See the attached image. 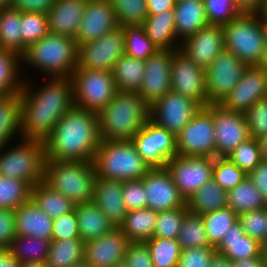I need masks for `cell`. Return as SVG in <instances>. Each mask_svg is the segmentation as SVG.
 Returning <instances> with one entry per match:
<instances>
[{
    "label": "cell",
    "mask_w": 267,
    "mask_h": 267,
    "mask_svg": "<svg viewBox=\"0 0 267 267\" xmlns=\"http://www.w3.org/2000/svg\"><path fill=\"white\" fill-rule=\"evenodd\" d=\"M201 107L194 100L170 91L150 106V119L177 136Z\"/></svg>",
    "instance_id": "15"
},
{
    "label": "cell",
    "mask_w": 267,
    "mask_h": 267,
    "mask_svg": "<svg viewBox=\"0 0 267 267\" xmlns=\"http://www.w3.org/2000/svg\"><path fill=\"white\" fill-rule=\"evenodd\" d=\"M100 142L98 114L74 106L44 142L46 161L93 162Z\"/></svg>",
    "instance_id": "1"
},
{
    "label": "cell",
    "mask_w": 267,
    "mask_h": 267,
    "mask_svg": "<svg viewBox=\"0 0 267 267\" xmlns=\"http://www.w3.org/2000/svg\"><path fill=\"white\" fill-rule=\"evenodd\" d=\"M147 206L155 212L187 207L166 167L151 168L143 177Z\"/></svg>",
    "instance_id": "20"
},
{
    "label": "cell",
    "mask_w": 267,
    "mask_h": 267,
    "mask_svg": "<svg viewBox=\"0 0 267 267\" xmlns=\"http://www.w3.org/2000/svg\"><path fill=\"white\" fill-rule=\"evenodd\" d=\"M56 0H13L12 8L21 12H42L47 14Z\"/></svg>",
    "instance_id": "60"
},
{
    "label": "cell",
    "mask_w": 267,
    "mask_h": 267,
    "mask_svg": "<svg viewBox=\"0 0 267 267\" xmlns=\"http://www.w3.org/2000/svg\"><path fill=\"white\" fill-rule=\"evenodd\" d=\"M157 212L149 208L127 212L123 223L118 227L130 242H146L154 233Z\"/></svg>",
    "instance_id": "35"
},
{
    "label": "cell",
    "mask_w": 267,
    "mask_h": 267,
    "mask_svg": "<svg viewBox=\"0 0 267 267\" xmlns=\"http://www.w3.org/2000/svg\"><path fill=\"white\" fill-rule=\"evenodd\" d=\"M182 197L187 200L212 179L213 158L176 155L166 164Z\"/></svg>",
    "instance_id": "16"
},
{
    "label": "cell",
    "mask_w": 267,
    "mask_h": 267,
    "mask_svg": "<svg viewBox=\"0 0 267 267\" xmlns=\"http://www.w3.org/2000/svg\"><path fill=\"white\" fill-rule=\"evenodd\" d=\"M75 212L80 237L84 242L97 239L115 228L94 201L76 204Z\"/></svg>",
    "instance_id": "30"
},
{
    "label": "cell",
    "mask_w": 267,
    "mask_h": 267,
    "mask_svg": "<svg viewBox=\"0 0 267 267\" xmlns=\"http://www.w3.org/2000/svg\"><path fill=\"white\" fill-rule=\"evenodd\" d=\"M130 241L119 228L84 243V262L91 267H113L123 262Z\"/></svg>",
    "instance_id": "22"
},
{
    "label": "cell",
    "mask_w": 267,
    "mask_h": 267,
    "mask_svg": "<svg viewBox=\"0 0 267 267\" xmlns=\"http://www.w3.org/2000/svg\"><path fill=\"white\" fill-rule=\"evenodd\" d=\"M113 267H128V266L126 262L123 261V262L116 263Z\"/></svg>",
    "instance_id": "73"
},
{
    "label": "cell",
    "mask_w": 267,
    "mask_h": 267,
    "mask_svg": "<svg viewBox=\"0 0 267 267\" xmlns=\"http://www.w3.org/2000/svg\"><path fill=\"white\" fill-rule=\"evenodd\" d=\"M146 243L154 267H177L181 253L177 239L152 237Z\"/></svg>",
    "instance_id": "46"
},
{
    "label": "cell",
    "mask_w": 267,
    "mask_h": 267,
    "mask_svg": "<svg viewBox=\"0 0 267 267\" xmlns=\"http://www.w3.org/2000/svg\"><path fill=\"white\" fill-rule=\"evenodd\" d=\"M115 11L118 25H142L148 17L146 0H109Z\"/></svg>",
    "instance_id": "47"
},
{
    "label": "cell",
    "mask_w": 267,
    "mask_h": 267,
    "mask_svg": "<svg viewBox=\"0 0 267 267\" xmlns=\"http://www.w3.org/2000/svg\"><path fill=\"white\" fill-rule=\"evenodd\" d=\"M21 11L6 8L0 10V48L22 55Z\"/></svg>",
    "instance_id": "40"
},
{
    "label": "cell",
    "mask_w": 267,
    "mask_h": 267,
    "mask_svg": "<svg viewBox=\"0 0 267 267\" xmlns=\"http://www.w3.org/2000/svg\"><path fill=\"white\" fill-rule=\"evenodd\" d=\"M84 243L82 238L51 240L47 267H71L84 262Z\"/></svg>",
    "instance_id": "39"
},
{
    "label": "cell",
    "mask_w": 267,
    "mask_h": 267,
    "mask_svg": "<svg viewBox=\"0 0 267 267\" xmlns=\"http://www.w3.org/2000/svg\"><path fill=\"white\" fill-rule=\"evenodd\" d=\"M248 177L261 192L262 198L267 204V162L262 160L260 164L248 174Z\"/></svg>",
    "instance_id": "61"
},
{
    "label": "cell",
    "mask_w": 267,
    "mask_h": 267,
    "mask_svg": "<svg viewBox=\"0 0 267 267\" xmlns=\"http://www.w3.org/2000/svg\"><path fill=\"white\" fill-rule=\"evenodd\" d=\"M260 66L263 67L267 71V41H266V46H265V50H264V54H263Z\"/></svg>",
    "instance_id": "71"
},
{
    "label": "cell",
    "mask_w": 267,
    "mask_h": 267,
    "mask_svg": "<svg viewBox=\"0 0 267 267\" xmlns=\"http://www.w3.org/2000/svg\"><path fill=\"white\" fill-rule=\"evenodd\" d=\"M21 136L20 93L0 95V149Z\"/></svg>",
    "instance_id": "32"
},
{
    "label": "cell",
    "mask_w": 267,
    "mask_h": 267,
    "mask_svg": "<svg viewBox=\"0 0 267 267\" xmlns=\"http://www.w3.org/2000/svg\"><path fill=\"white\" fill-rule=\"evenodd\" d=\"M18 267H47L45 263H38V262H19Z\"/></svg>",
    "instance_id": "69"
},
{
    "label": "cell",
    "mask_w": 267,
    "mask_h": 267,
    "mask_svg": "<svg viewBox=\"0 0 267 267\" xmlns=\"http://www.w3.org/2000/svg\"><path fill=\"white\" fill-rule=\"evenodd\" d=\"M125 54V36L121 26L98 40L78 46L77 68L112 71Z\"/></svg>",
    "instance_id": "12"
},
{
    "label": "cell",
    "mask_w": 267,
    "mask_h": 267,
    "mask_svg": "<svg viewBox=\"0 0 267 267\" xmlns=\"http://www.w3.org/2000/svg\"><path fill=\"white\" fill-rule=\"evenodd\" d=\"M224 49V36L220 25H208L186 37L180 45V50L205 70Z\"/></svg>",
    "instance_id": "23"
},
{
    "label": "cell",
    "mask_w": 267,
    "mask_h": 267,
    "mask_svg": "<svg viewBox=\"0 0 267 267\" xmlns=\"http://www.w3.org/2000/svg\"><path fill=\"white\" fill-rule=\"evenodd\" d=\"M150 168H163L177 155L176 136L151 119L131 139Z\"/></svg>",
    "instance_id": "10"
},
{
    "label": "cell",
    "mask_w": 267,
    "mask_h": 267,
    "mask_svg": "<svg viewBox=\"0 0 267 267\" xmlns=\"http://www.w3.org/2000/svg\"><path fill=\"white\" fill-rule=\"evenodd\" d=\"M174 10L148 15L142 26L158 50L180 49L174 25Z\"/></svg>",
    "instance_id": "29"
},
{
    "label": "cell",
    "mask_w": 267,
    "mask_h": 267,
    "mask_svg": "<svg viewBox=\"0 0 267 267\" xmlns=\"http://www.w3.org/2000/svg\"><path fill=\"white\" fill-rule=\"evenodd\" d=\"M31 199L52 219L74 211L76 205L44 181L32 187Z\"/></svg>",
    "instance_id": "38"
},
{
    "label": "cell",
    "mask_w": 267,
    "mask_h": 267,
    "mask_svg": "<svg viewBox=\"0 0 267 267\" xmlns=\"http://www.w3.org/2000/svg\"><path fill=\"white\" fill-rule=\"evenodd\" d=\"M181 250L211 247L201 215L188 212L181 224L177 238Z\"/></svg>",
    "instance_id": "43"
},
{
    "label": "cell",
    "mask_w": 267,
    "mask_h": 267,
    "mask_svg": "<svg viewBox=\"0 0 267 267\" xmlns=\"http://www.w3.org/2000/svg\"><path fill=\"white\" fill-rule=\"evenodd\" d=\"M235 2L243 12L257 13L264 0H235Z\"/></svg>",
    "instance_id": "63"
},
{
    "label": "cell",
    "mask_w": 267,
    "mask_h": 267,
    "mask_svg": "<svg viewBox=\"0 0 267 267\" xmlns=\"http://www.w3.org/2000/svg\"><path fill=\"white\" fill-rule=\"evenodd\" d=\"M260 257L264 261L265 266L267 265V240L260 243Z\"/></svg>",
    "instance_id": "68"
},
{
    "label": "cell",
    "mask_w": 267,
    "mask_h": 267,
    "mask_svg": "<svg viewBox=\"0 0 267 267\" xmlns=\"http://www.w3.org/2000/svg\"><path fill=\"white\" fill-rule=\"evenodd\" d=\"M243 170L227 157L213 158L212 178L226 191H230L247 176Z\"/></svg>",
    "instance_id": "51"
},
{
    "label": "cell",
    "mask_w": 267,
    "mask_h": 267,
    "mask_svg": "<svg viewBox=\"0 0 267 267\" xmlns=\"http://www.w3.org/2000/svg\"><path fill=\"white\" fill-rule=\"evenodd\" d=\"M174 19L180 42L209 25L203 0H176Z\"/></svg>",
    "instance_id": "28"
},
{
    "label": "cell",
    "mask_w": 267,
    "mask_h": 267,
    "mask_svg": "<svg viewBox=\"0 0 267 267\" xmlns=\"http://www.w3.org/2000/svg\"><path fill=\"white\" fill-rule=\"evenodd\" d=\"M216 252L232 261L257 257L260 256V242L246 235L238 221L225 234Z\"/></svg>",
    "instance_id": "31"
},
{
    "label": "cell",
    "mask_w": 267,
    "mask_h": 267,
    "mask_svg": "<svg viewBox=\"0 0 267 267\" xmlns=\"http://www.w3.org/2000/svg\"><path fill=\"white\" fill-rule=\"evenodd\" d=\"M267 96V71L260 65L247 66L236 87L220 105L229 111L245 114L257 101Z\"/></svg>",
    "instance_id": "18"
},
{
    "label": "cell",
    "mask_w": 267,
    "mask_h": 267,
    "mask_svg": "<svg viewBox=\"0 0 267 267\" xmlns=\"http://www.w3.org/2000/svg\"><path fill=\"white\" fill-rule=\"evenodd\" d=\"M262 153V160L267 162V135L259 139Z\"/></svg>",
    "instance_id": "67"
},
{
    "label": "cell",
    "mask_w": 267,
    "mask_h": 267,
    "mask_svg": "<svg viewBox=\"0 0 267 267\" xmlns=\"http://www.w3.org/2000/svg\"><path fill=\"white\" fill-rule=\"evenodd\" d=\"M250 136L261 139L267 135V98L257 101L245 113Z\"/></svg>",
    "instance_id": "54"
},
{
    "label": "cell",
    "mask_w": 267,
    "mask_h": 267,
    "mask_svg": "<svg viewBox=\"0 0 267 267\" xmlns=\"http://www.w3.org/2000/svg\"><path fill=\"white\" fill-rule=\"evenodd\" d=\"M227 192L212 178L186 200L189 212L202 215L227 207Z\"/></svg>",
    "instance_id": "33"
},
{
    "label": "cell",
    "mask_w": 267,
    "mask_h": 267,
    "mask_svg": "<svg viewBox=\"0 0 267 267\" xmlns=\"http://www.w3.org/2000/svg\"><path fill=\"white\" fill-rule=\"evenodd\" d=\"M175 50H158L145 60V76L137 94L149 106L171 91V64Z\"/></svg>",
    "instance_id": "19"
},
{
    "label": "cell",
    "mask_w": 267,
    "mask_h": 267,
    "mask_svg": "<svg viewBox=\"0 0 267 267\" xmlns=\"http://www.w3.org/2000/svg\"><path fill=\"white\" fill-rule=\"evenodd\" d=\"M246 67L234 53L221 51L205 70L208 105L220 104L236 87Z\"/></svg>",
    "instance_id": "11"
},
{
    "label": "cell",
    "mask_w": 267,
    "mask_h": 267,
    "mask_svg": "<svg viewBox=\"0 0 267 267\" xmlns=\"http://www.w3.org/2000/svg\"><path fill=\"white\" fill-rule=\"evenodd\" d=\"M209 25L223 26L244 12L235 0H203Z\"/></svg>",
    "instance_id": "52"
},
{
    "label": "cell",
    "mask_w": 267,
    "mask_h": 267,
    "mask_svg": "<svg viewBox=\"0 0 267 267\" xmlns=\"http://www.w3.org/2000/svg\"><path fill=\"white\" fill-rule=\"evenodd\" d=\"M118 26L115 11L109 0H87L82 22L75 37L76 44L79 46L98 40Z\"/></svg>",
    "instance_id": "21"
},
{
    "label": "cell",
    "mask_w": 267,
    "mask_h": 267,
    "mask_svg": "<svg viewBox=\"0 0 267 267\" xmlns=\"http://www.w3.org/2000/svg\"><path fill=\"white\" fill-rule=\"evenodd\" d=\"M93 201L115 228L123 223L128 210L122 199V181L96 176Z\"/></svg>",
    "instance_id": "25"
},
{
    "label": "cell",
    "mask_w": 267,
    "mask_h": 267,
    "mask_svg": "<svg viewBox=\"0 0 267 267\" xmlns=\"http://www.w3.org/2000/svg\"><path fill=\"white\" fill-rule=\"evenodd\" d=\"M225 49L247 66L260 65L267 41V27L258 13L244 12L222 26Z\"/></svg>",
    "instance_id": "5"
},
{
    "label": "cell",
    "mask_w": 267,
    "mask_h": 267,
    "mask_svg": "<svg viewBox=\"0 0 267 267\" xmlns=\"http://www.w3.org/2000/svg\"><path fill=\"white\" fill-rule=\"evenodd\" d=\"M125 36V54L127 56L147 60L158 48L146 35L142 25L121 27Z\"/></svg>",
    "instance_id": "45"
},
{
    "label": "cell",
    "mask_w": 267,
    "mask_h": 267,
    "mask_svg": "<svg viewBox=\"0 0 267 267\" xmlns=\"http://www.w3.org/2000/svg\"><path fill=\"white\" fill-rule=\"evenodd\" d=\"M31 190L25 181L0 175V208L16 210L31 199Z\"/></svg>",
    "instance_id": "44"
},
{
    "label": "cell",
    "mask_w": 267,
    "mask_h": 267,
    "mask_svg": "<svg viewBox=\"0 0 267 267\" xmlns=\"http://www.w3.org/2000/svg\"><path fill=\"white\" fill-rule=\"evenodd\" d=\"M124 261L128 267H154L146 242H130Z\"/></svg>",
    "instance_id": "58"
},
{
    "label": "cell",
    "mask_w": 267,
    "mask_h": 267,
    "mask_svg": "<svg viewBox=\"0 0 267 267\" xmlns=\"http://www.w3.org/2000/svg\"><path fill=\"white\" fill-rule=\"evenodd\" d=\"M78 46L75 39L47 34L30 44L21 55L22 67L26 64L47 77H71L77 68ZM24 64V65H23Z\"/></svg>",
    "instance_id": "3"
},
{
    "label": "cell",
    "mask_w": 267,
    "mask_h": 267,
    "mask_svg": "<svg viewBox=\"0 0 267 267\" xmlns=\"http://www.w3.org/2000/svg\"><path fill=\"white\" fill-rule=\"evenodd\" d=\"M71 267H91V266L87 265L85 262H82V263H79V264L71 266Z\"/></svg>",
    "instance_id": "74"
},
{
    "label": "cell",
    "mask_w": 267,
    "mask_h": 267,
    "mask_svg": "<svg viewBox=\"0 0 267 267\" xmlns=\"http://www.w3.org/2000/svg\"><path fill=\"white\" fill-rule=\"evenodd\" d=\"M214 247H197L181 250L177 267H210Z\"/></svg>",
    "instance_id": "57"
},
{
    "label": "cell",
    "mask_w": 267,
    "mask_h": 267,
    "mask_svg": "<svg viewBox=\"0 0 267 267\" xmlns=\"http://www.w3.org/2000/svg\"><path fill=\"white\" fill-rule=\"evenodd\" d=\"M72 238H81L75 210L53 219L51 240H68Z\"/></svg>",
    "instance_id": "56"
},
{
    "label": "cell",
    "mask_w": 267,
    "mask_h": 267,
    "mask_svg": "<svg viewBox=\"0 0 267 267\" xmlns=\"http://www.w3.org/2000/svg\"><path fill=\"white\" fill-rule=\"evenodd\" d=\"M227 158L246 174H249L262 161L260 142L256 138H249L242 142Z\"/></svg>",
    "instance_id": "49"
},
{
    "label": "cell",
    "mask_w": 267,
    "mask_h": 267,
    "mask_svg": "<svg viewBox=\"0 0 267 267\" xmlns=\"http://www.w3.org/2000/svg\"><path fill=\"white\" fill-rule=\"evenodd\" d=\"M112 74L119 92H138L145 76V60L124 54L116 61Z\"/></svg>",
    "instance_id": "34"
},
{
    "label": "cell",
    "mask_w": 267,
    "mask_h": 267,
    "mask_svg": "<svg viewBox=\"0 0 267 267\" xmlns=\"http://www.w3.org/2000/svg\"><path fill=\"white\" fill-rule=\"evenodd\" d=\"M188 212L187 207L157 212V221L152 237L177 239L181 224Z\"/></svg>",
    "instance_id": "50"
},
{
    "label": "cell",
    "mask_w": 267,
    "mask_h": 267,
    "mask_svg": "<svg viewBox=\"0 0 267 267\" xmlns=\"http://www.w3.org/2000/svg\"><path fill=\"white\" fill-rule=\"evenodd\" d=\"M16 216L13 209L0 208V248H9L17 235Z\"/></svg>",
    "instance_id": "59"
},
{
    "label": "cell",
    "mask_w": 267,
    "mask_h": 267,
    "mask_svg": "<svg viewBox=\"0 0 267 267\" xmlns=\"http://www.w3.org/2000/svg\"><path fill=\"white\" fill-rule=\"evenodd\" d=\"M16 142L0 149V175L25 181L32 187L43 182L45 143L22 138Z\"/></svg>",
    "instance_id": "7"
},
{
    "label": "cell",
    "mask_w": 267,
    "mask_h": 267,
    "mask_svg": "<svg viewBox=\"0 0 267 267\" xmlns=\"http://www.w3.org/2000/svg\"><path fill=\"white\" fill-rule=\"evenodd\" d=\"M226 200L227 208H230L237 215L259 210L267 206L261 192L248 175L241 183L227 192Z\"/></svg>",
    "instance_id": "36"
},
{
    "label": "cell",
    "mask_w": 267,
    "mask_h": 267,
    "mask_svg": "<svg viewBox=\"0 0 267 267\" xmlns=\"http://www.w3.org/2000/svg\"><path fill=\"white\" fill-rule=\"evenodd\" d=\"M17 235L51 240L53 219L30 199L15 210Z\"/></svg>",
    "instance_id": "27"
},
{
    "label": "cell",
    "mask_w": 267,
    "mask_h": 267,
    "mask_svg": "<svg viewBox=\"0 0 267 267\" xmlns=\"http://www.w3.org/2000/svg\"><path fill=\"white\" fill-rule=\"evenodd\" d=\"M261 18L264 20L265 25H266V27H267V17H261Z\"/></svg>",
    "instance_id": "75"
},
{
    "label": "cell",
    "mask_w": 267,
    "mask_h": 267,
    "mask_svg": "<svg viewBox=\"0 0 267 267\" xmlns=\"http://www.w3.org/2000/svg\"><path fill=\"white\" fill-rule=\"evenodd\" d=\"M261 17H267V0H264L262 7L257 12Z\"/></svg>",
    "instance_id": "70"
},
{
    "label": "cell",
    "mask_w": 267,
    "mask_h": 267,
    "mask_svg": "<svg viewBox=\"0 0 267 267\" xmlns=\"http://www.w3.org/2000/svg\"><path fill=\"white\" fill-rule=\"evenodd\" d=\"M93 164L97 177L120 181L141 179L151 169L132 140L101 141Z\"/></svg>",
    "instance_id": "6"
},
{
    "label": "cell",
    "mask_w": 267,
    "mask_h": 267,
    "mask_svg": "<svg viewBox=\"0 0 267 267\" xmlns=\"http://www.w3.org/2000/svg\"><path fill=\"white\" fill-rule=\"evenodd\" d=\"M176 0H146L148 15H156L163 11L174 10Z\"/></svg>",
    "instance_id": "62"
},
{
    "label": "cell",
    "mask_w": 267,
    "mask_h": 267,
    "mask_svg": "<svg viewBox=\"0 0 267 267\" xmlns=\"http://www.w3.org/2000/svg\"><path fill=\"white\" fill-rule=\"evenodd\" d=\"M22 54L26 48L49 34L48 16L42 12H21Z\"/></svg>",
    "instance_id": "48"
},
{
    "label": "cell",
    "mask_w": 267,
    "mask_h": 267,
    "mask_svg": "<svg viewBox=\"0 0 267 267\" xmlns=\"http://www.w3.org/2000/svg\"><path fill=\"white\" fill-rule=\"evenodd\" d=\"M87 0H56L48 11L49 32L75 39Z\"/></svg>",
    "instance_id": "26"
},
{
    "label": "cell",
    "mask_w": 267,
    "mask_h": 267,
    "mask_svg": "<svg viewBox=\"0 0 267 267\" xmlns=\"http://www.w3.org/2000/svg\"><path fill=\"white\" fill-rule=\"evenodd\" d=\"M232 260L227 256L215 252L212 256L210 267H231Z\"/></svg>",
    "instance_id": "66"
},
{
    "label": "cell",
    "mask_w": 267,
    "mask_h": 267,
    "mask_svg": "<svg viewBox=\"0 0 267 267\" xmlns=\"http://www.w3.org/2000/svg\"><path fill=\"white\" fill-rule=\"evenodd\" d=\"M231 267H265L260 256L232 261Z\"/></svg>",
    "instance_id": "65"
},
{
    "label": "cell",
    "mask_w": 267,
    "mask_h": 267,
    "mask_svg": "<svg viewBox=\"0 0 267 267\" xmlns=\"http://www.w3.org/2000/svg\"><path fill=\"white\" fill-rule=\"evenodd\" d=\"M216 157H227L242 142L251 138L245 114L212 104Z\"/></svg>",
    "instance_id": "17"
},
{
    "label": "cell",
    "mask_w": 267,
    "mask_h": 267,
    "mask_svg": "<svg viewBox=\"0 0 267 267\" xmlns=\"http://www.w3.org/2000/svg\"><path fill=\"white\" fill-rule=\"evenodd\" d=\"M50 245L51 240L16 235L9 250L19 262L45 263Z\"/></svg>",
    "instance_id": "41"
},
{
    "label": "cell",
    "mask_w": 267,
    "mask_h": 267,
    "mask_svg": "<svg viewBox=\"0 0 267 267\" xmlns=\"http://www.w3.org/2000/svg\"><path fill=\"white\" fill-rule=\"evenodd\" d=\"M265 240H267V225H266V228H265Z\"/></svg>",
    "instance_id": "76"
},
{
    "label": "cell",
    "mask_w": 267,
    "mask_h": 267,
    "mask_svg": "<svg viewBox=\"0 0 267 267\" xmlns=\"http://www.w3.org/2000/svg\"><path fill=\"white\" fill-rule=\"evenodd\" d=\"M101 141L131 140L150 119V106L137 92H117L98 114Z\"/></svg>",
    "instance_id": "2"
},
{
    "label": "cell",
    "mask_w": 267,
    "mask_h": 267,
    "mask_svg": "<svg viewBox=\"0 0 267 267\" xmlns=\"http://www.w3.org/2000/svg\"><path fill=\"white\" fill-rule=\"evenodd\" d=\"M74 105L99 114L117 94L112 71L76 68L72 73Z\"/></svg>",
    "instance_id": "8"
},
{
    "label": "cell",
    "mask_w": 267,
    "mask_h": 267,
    "mask_svg": "<svg viewBox=\"0 0 267 267\" xmlns=\"http://www.w3.org/2000/svg\"><path fill=\"white\" fill-rule=\"evenodd\" d=\"M19 260L10 252L9 248H0V267H18Z\"/></svg>",
    "instance_id": "64"
},
{
    "label": "cell",
    "mask_w": 267,
    "mask_h": 267,
    "mask_svg": "<svg viewBox=\"0 0 267 267\" xmlns=\"http://www.w3.org/2000/svg\"><path fill=\"white\" fill-rule=\"evenodd\" d=\"M21 56L11 50L0 48V95L20 93L25 79L21 75Z\"/></svg>",
    "instance_id": "37"
},
{
    "label": "cell",
    "mask_w": 267,
    "mask_h": 267,
    "mask_svg": "<svg viewBox=\"0 0 267 267\" xmlns=\"http://www.w3.org/2000/svg\"><path fill=\"white\" fill-rule=\"evenodd\" d=\"M171 91L194 100L202 107L208 105L205 69L198 66L180 49L173 52Z\"/></svg>",
    "instance_id": "14"
},
{
    "label": "cell",
    "mask_w": 267,
    "mask_h": 267,
    "mask_svg": "<svg viewBox=\"0 0 267 267\" xmlns=\"http://www.w3.org/2000/svg\"><path fill=\"white\" fill-rule=\"evenodd\" d=\"M177 155L216 157L212 104L201 107L188 125L176 136Z\"/></svg>",
    "instance_id": "9"
},
{
    "label": "cell",
    "mask_w": 267,
    "mask_h": 267,
    "mask_svg": "<svg viewBox=\"0 0 267 267\" xmlns=\"http://www.w3.org/2000/svg\"><path fill=\"white\" fill-rule=\"evenodd\" d=\"M122 199L128 211L146 208L147 198L142 178L122 181Z\"/></svg>",
    "instance_id": "55"
},
{
    "label": "cell",
    "mask_w": 267,
    "mask_h": 267,
    "mask_svg": "<svg viewBox=\"0 0 267 267\" xmlns=\"http://www.w3.org/2000/svg\"><path fill=\"white\" fill-rule=\"evenodd\" d=\"M201 217L207 232L208 242L215 249L220 245L229 229L238 222V215L227 207L202 214Z\"/></svg>",
    "instance_id": "42"
},
{
    "label": "cell",
    "mask_w": 267,
    "mask_h": 267,
    "mask_svg": "<svg viewBox=\"0 0 267 267\" xmlns=\"http://www.w3.org/2000/svg\"><path fill=\"white\" fill-rule=\"evenodd\" d=\"M13 0H0V10L11 8L12 7Z\"/></svg>",
    "instance_id": "72"
},
{
    "label": "cell",
    "mask_w": 267,
    "mask_h": 267,
    "mask_svg": "<svg viewBox=\"0 0 267 267\" xmlns=\"http://www.w3.org/2000/svg\"><path fill=\"white\" fill-rule=\"evenodd\" d=\"M238 221L246 235L260 243L265 241L267 206L259 210L249 211L238 215Z\"/></svg>",
    "instance_id": "53"
},
{
    "label": "cell",
    "mask_w": 267,
    "mask_h": 267,
    "mask_svg": "<svg viewBox=\"0 0 267 267\" xmlns=\"http://www.w3.org/2000/svg\"><path fill=\"white\" fill-rule=\"evenodd\" d=\"M38 88L31 80L24 81L20 92L21 107L73 108L74 93L71 77H48Z\"/></svg>",
    "instance_id": "13"
},
{
    "label": "cell",
    "mask_w": 267,
    "mask_h": 267,
    "mask_svg": "<svg viewBox=\"0 0 267 267\" xmlns=\"http://www.w3.org/2000/svg\"><path fill=\"white\" fill-rule=\"evenodd\" d=\"M72 108L21 107L22 139L45 142L62 116Z\"/></svg>",
    "instance_id": "24"
},
{
    "label": "cell",
    "mask_w": 267,
    "mask_h": 267,
    "mask_svg": "<svg viewBox=\"0 0 267 267\" xmlns=\"http://www.w3.org/2000/svg\"><path fill=\"white\" fill-rule=\"evenodd\" d=\"M96 171L91 161H46L44 182L75 204L93 201Z\"/></svg>",
    "instance_id": "4"
}]
</instances>
